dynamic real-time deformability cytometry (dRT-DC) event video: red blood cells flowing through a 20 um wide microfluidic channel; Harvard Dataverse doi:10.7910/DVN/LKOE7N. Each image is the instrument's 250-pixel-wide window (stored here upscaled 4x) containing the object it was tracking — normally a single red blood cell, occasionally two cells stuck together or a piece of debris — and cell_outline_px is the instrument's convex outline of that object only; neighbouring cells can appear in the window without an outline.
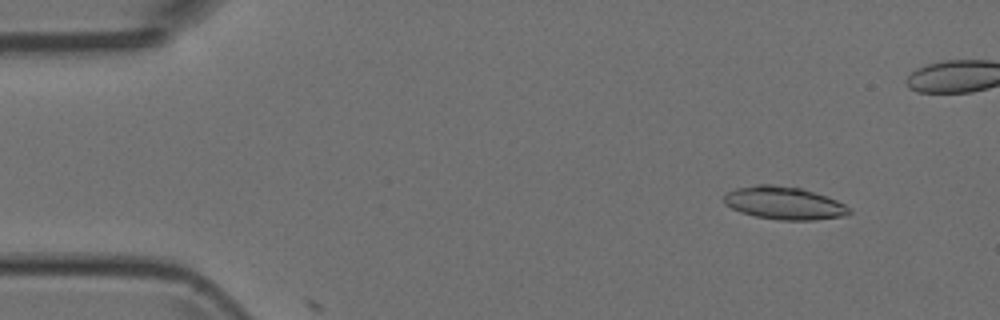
{"species": "Egyptian fruit bat (a non-hibernating species)", "species_latin": "Rousettus aegyptiacus", "temperature_condition": "room temperature", "stored_images_in_passage": 6, "camera_frame_rate_fps": 3000, "um_per_image_px": 0.085, "animal": {"sex": "female"}, "frame": {"image": 1, "passage_image": 5, "time_ms": 1.333, "image_size_px": [1000, 320], "cell_outline_px": [[852, 212], [848, 216], [816, 220], [780, 220], [756, 216], [740, 212], [724, 204], [724, 196], [728, 192], [736, 188], [756, 184], [772, 184], [800, 188], [836, 200], [852, 208]], "centroid_in_image_um": [66.67, 17.27], "position_along_channel_um": 18.3, "area_um2": 23.99}}